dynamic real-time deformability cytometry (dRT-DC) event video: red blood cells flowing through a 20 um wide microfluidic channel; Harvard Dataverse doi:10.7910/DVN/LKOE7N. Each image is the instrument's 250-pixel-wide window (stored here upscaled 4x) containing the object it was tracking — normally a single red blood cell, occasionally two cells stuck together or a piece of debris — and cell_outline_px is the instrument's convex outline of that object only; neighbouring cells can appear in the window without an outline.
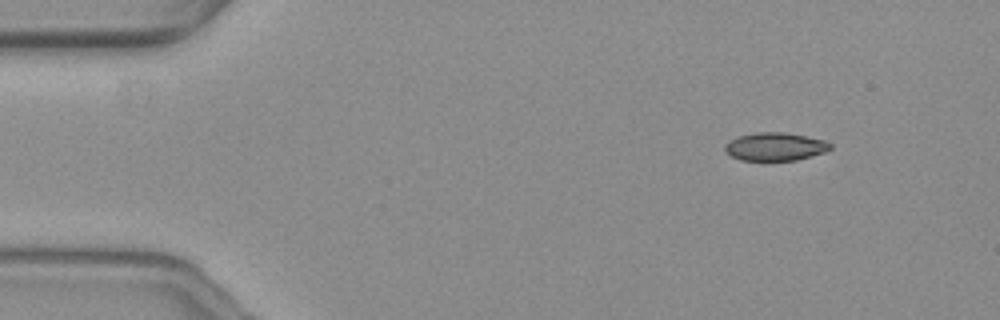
{"species": "common noctule bat (a hibernating species)", "species_latin": "Nyctalus noctula", "temperature_condition": "warm", "stored_images_in_passage": 31, "camera_frame_rate_fps": 3000, "um_per_image_px": 0.085, "animal": {"sex": "female", "body_mass_g": 19.3, "forearm_length_mm": 54.1}, "frame": {"image": 1, "passage_image": 1, "time_ms": 0.0, "image_size_px": [1000, 320], "cell_outline_px": [[832, 148], [824, 152], [796, 160], [740, 160], [732, 156], [724, 148], [724, 144], [728, 140], [736, 136], [756, 132], [784, 132], [824, 140], [832, 144]], "centroid_in_image_um": [65.86, 12.45], "position_along_channel_um": 19.1, "area_um2": 17.22}}
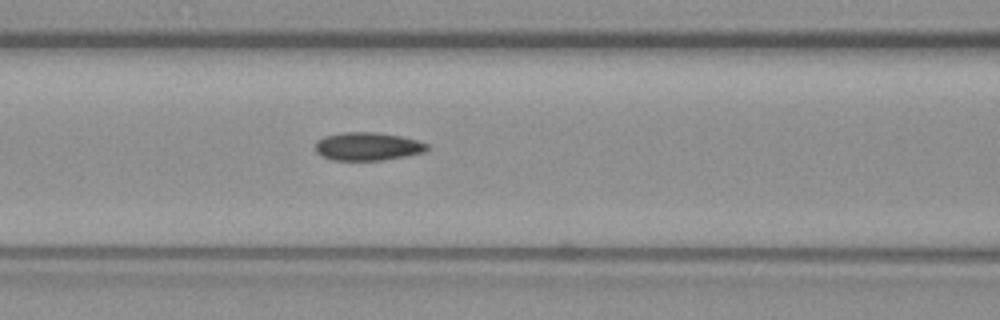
{"frame": {"image": 2, "passage_image": 18, "time_ms": 5.667, "image_size_px": [1000, 320], "cell_outline_px": [[428, 148], [424, 152], [408, 156], [384, 160], [332, 160], [316, 152], [316, 140], [324, 136], [344, 132], [376, 132], [400, 136], [416, 140], [428, 144]], "centroid_in_image_um": [31.25, 12.44], "position_along_channel_um": 135.3, "area_um2": 18.32}}
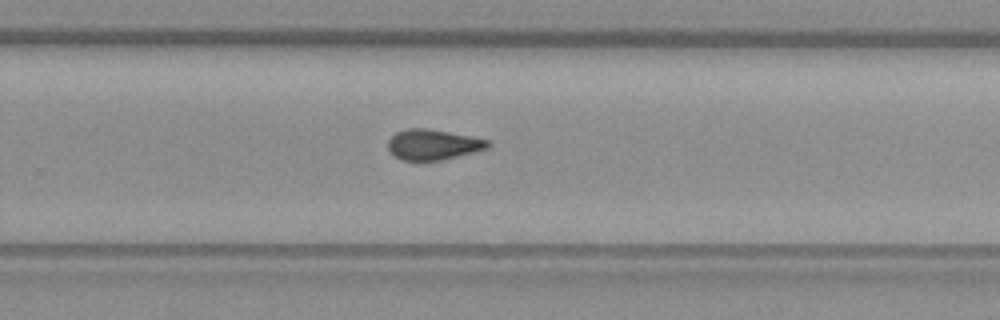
{"frame": {"image": 3, "passage_image": 31, "time_ms": 10.0, "image_size_px": [1000, 320], "cell_outline_px": [[492, 144], [488, 148], [440, 160], [400, 160], [388, 148], [388, 140], [396, 132], [408, 128], [428, 128], [488, 140]], "centroid_in_image_um": [36.79, 12.28], "position_along_channel_um": 293.0, "area_um2": 17.4}}